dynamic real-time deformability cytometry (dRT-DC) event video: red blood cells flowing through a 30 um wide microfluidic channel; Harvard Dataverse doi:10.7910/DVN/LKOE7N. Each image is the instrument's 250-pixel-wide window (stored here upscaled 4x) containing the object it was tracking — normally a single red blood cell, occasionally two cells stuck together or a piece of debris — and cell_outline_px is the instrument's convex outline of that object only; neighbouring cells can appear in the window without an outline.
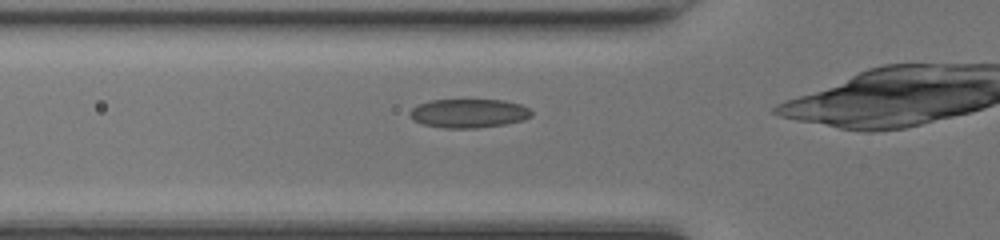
{"species": "common noctule bat (a hibernating species)", "species_latin": "Nyctalus noctula", "temperature_condition": "room temperature", "stored_images_in_passage": 33, "camera_frame_rate_fps": 3000, "um_per_image_px": 0.085, "animal": {"sex": "female", "body_mass_g": 17.0, "forearm_length_mm": 48.0}, "frame": {"image": 1, "passage_image": 11, "time_ms": 3.333, "image_size_px": [1000, 240], "cell_outline_px": [[532, 116], [524, 120], [504, 124], [476, 128], [444, 128], [424, 124], [412, 120], [408, 116], [408, 112], [412, 108], [420, 104], [432, 100], [504, 100], [520, 104], [528, 108], [532, 112]], "centroid_in_image_um": [39.83, 9.63], "position_along_channel_um": 86.0, "area_um2": 20.46}}
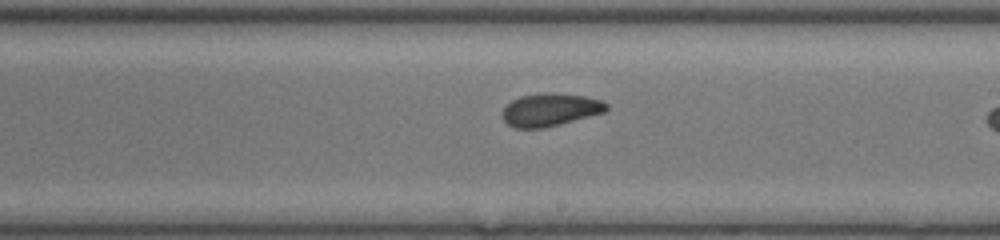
{"frame": {"image": 2, "passage_image": 22, "time_ms": 7.0, "image_size_px": [1000, 240], "cell_outline_px": [[608, 108], [604, 112], [560, 124], [544, 128], [516, 128], [508, 124], [500, 116], [504, 108], [512, 100], [520, 96], [544, 92], [552, 92], [584, 96], [600, 100], [608, 104]], "centroid_in_image_um": [46.74, 9.32], "position_along_channel_um": 242.3, "area_um2": 19.88}}
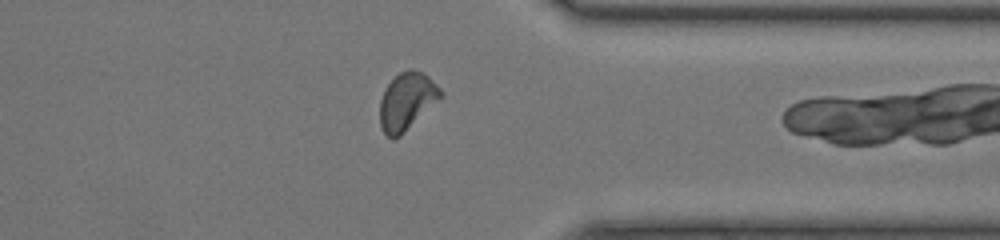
{"frame": {"image": 3, "passage_image": 32, "time_ms": 10.333, "image_size_px": [1000, 240], "cell_outline_px": [[444, 96], [400, 136], [392, 140], [384, 132], [380, 124], [380, 100], [388, 84], [400, 72], [408, 68], [412, 68], [424, 72], [444, 92]], "centroid_in_image_um": [34.61, 8.6], "position_along_channel_um": 376.8, "area_um2": 20.4}}